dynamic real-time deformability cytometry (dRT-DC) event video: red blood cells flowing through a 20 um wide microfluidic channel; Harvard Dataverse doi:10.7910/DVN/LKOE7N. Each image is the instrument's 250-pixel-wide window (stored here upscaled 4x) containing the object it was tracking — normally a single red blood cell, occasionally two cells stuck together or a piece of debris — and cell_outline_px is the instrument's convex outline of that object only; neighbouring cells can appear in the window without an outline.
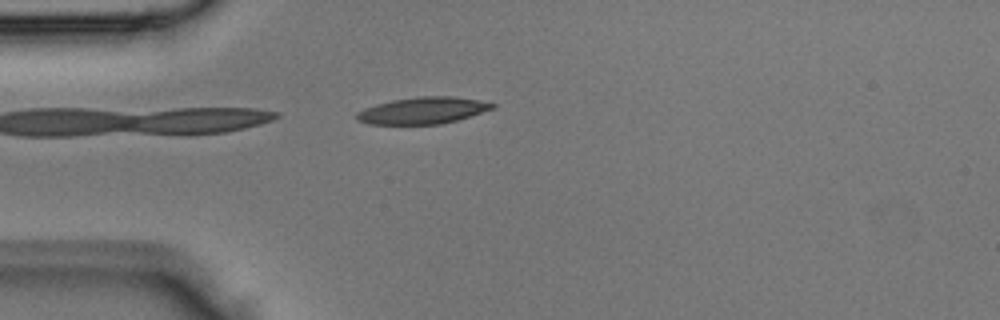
{"species": "Egyptian fruit bat (a non-hibernating species)", "species_latin": "Rousettus aegyptiacus", "temperature_condition": "room temperature", "stored_images_in_passage": 4, "camera_frame_rate_fps": 3000, "um_per_image_px": 0.085, "animal": {"sex": "male"}, "frame": {"image": 1, "passage_image": 4, "time_ms": 1.0, "image_size_px": [1000, 320], "cell_outline_px": [[496, 108], [456, 120], [440, 124], [368, 124], [356, 120], [356, 112], [364, 108], [376, 104], [392, 100], [420, 96], [452, 96], [476, 100], [496, 104]], "centroid_in_image_um": [35.9, 9.39], "position_along_channel_um": 49.1, "area_um2": 21.04}}